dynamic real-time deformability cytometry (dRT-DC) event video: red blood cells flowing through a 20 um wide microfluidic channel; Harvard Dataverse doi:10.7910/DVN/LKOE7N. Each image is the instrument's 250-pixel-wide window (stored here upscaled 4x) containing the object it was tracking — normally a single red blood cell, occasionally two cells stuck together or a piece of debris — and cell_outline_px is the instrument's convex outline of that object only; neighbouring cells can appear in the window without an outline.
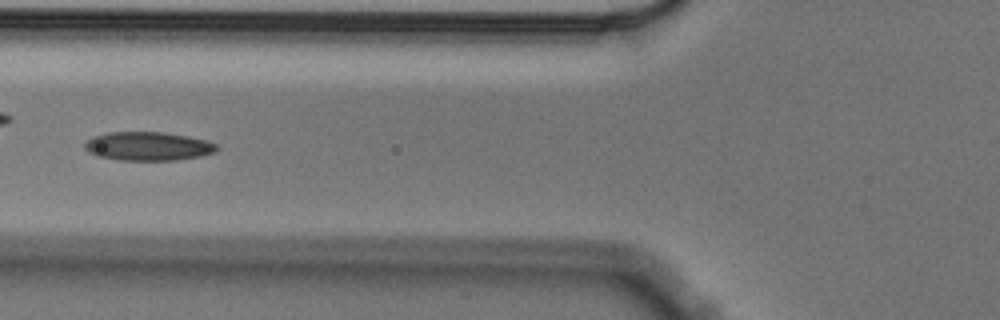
{"species": "Egyptian fruit bat (a non-hibernating species)", "species_latin": "Rousettus aegyptiacus", "temperature_condition": "cold", "stored_images_in_passage": 5, "camera_frame_rate_fps": 3000, "um_per_image_px": 0.085, "animal": {"sex": "male"}, "frame": {"image": 1, "passage_image": 5, "time_ms": 1.333, "image_size_px": [1000, 320], "cell_outline_px": [[220, 148], [216, 152], [200, 156], [176, 160], [120, 160], [96, 156], [88, 152], [84, 148], [84, 144], [92, 136], [108, 132], [164, 132], [188, 136], [208, 140], [216, 144]], "centroid_in_image_um": [12.59, 12.42], "position_along_channel_um": 113.2, "area_um2": 22.31}}